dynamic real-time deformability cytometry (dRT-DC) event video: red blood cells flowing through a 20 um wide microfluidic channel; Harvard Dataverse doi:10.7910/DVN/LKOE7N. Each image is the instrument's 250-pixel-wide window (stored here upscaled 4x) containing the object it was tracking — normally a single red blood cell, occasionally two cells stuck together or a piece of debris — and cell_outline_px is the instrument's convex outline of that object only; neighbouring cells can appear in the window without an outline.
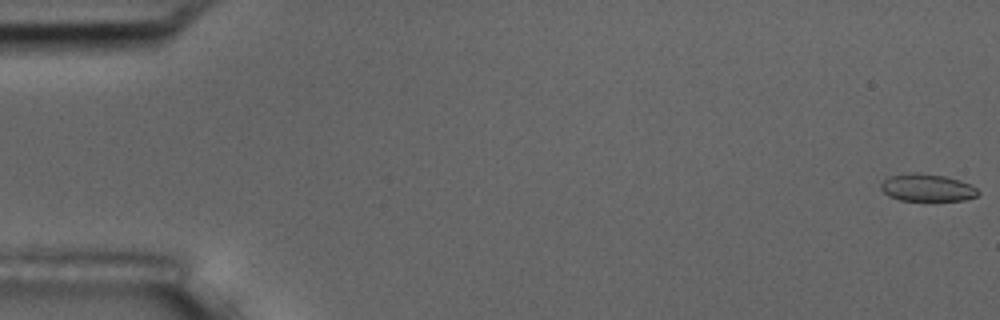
{"species": "common noctule bat (a hibernating species)", "species_latin": "Nyctalus noctula", "temperature_condition": "room temperature", "stored_images_in_passage": 6, "camera_frame_rate_fps": 3000, "um_per_image_px": 0.085, "animal": {"sex": "male", "body_mass_g": 17.5, "forearm_length_mm": 52.3}, "frame": {"image": 1, "passage_image": 1, "time_ms": 0.0, "image_size_px": [1000, 320], "cell_outline_px": [[980, 192], [976, 196], [964, 200], [900, 200], [888, 196], [880, 188], [880, 184], [888, 176], [912, 172], [916, 172], [944, 176], [960, 180], [976, 188]], "centroid_in_image_um": [78.77, 15.94], "position_along_channel_um": 6.2, "area_um2": 15.43}}
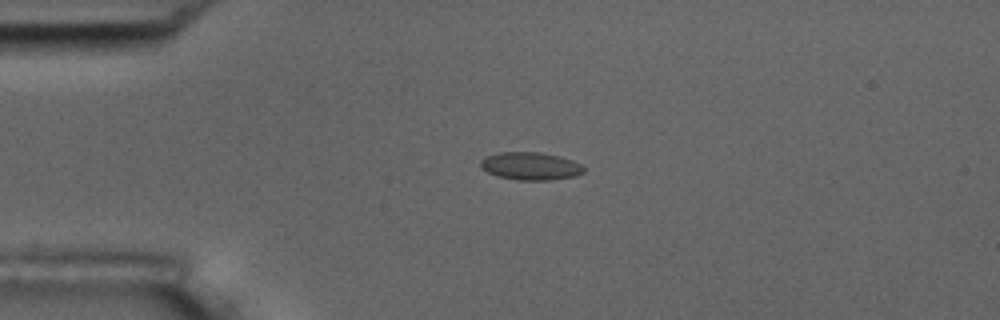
{"frame": {"image": 2, "passage_image": 5, "time_ms": 4.333, "image_size_px": [1000, 320], "cell_outline_px": [[584, 172], [576, 176], [548, 180], [516, 180], [496, 176], [480, 168], [480, 160], [488, 156], [500, 152], [540, 152], [560, 156], [572, 160], [580, 164], [584, 168]], "centroid_in_image_um": [45.08, 14.12], "position_along_channel_um": 39.9, "area_um2": 16.76}}